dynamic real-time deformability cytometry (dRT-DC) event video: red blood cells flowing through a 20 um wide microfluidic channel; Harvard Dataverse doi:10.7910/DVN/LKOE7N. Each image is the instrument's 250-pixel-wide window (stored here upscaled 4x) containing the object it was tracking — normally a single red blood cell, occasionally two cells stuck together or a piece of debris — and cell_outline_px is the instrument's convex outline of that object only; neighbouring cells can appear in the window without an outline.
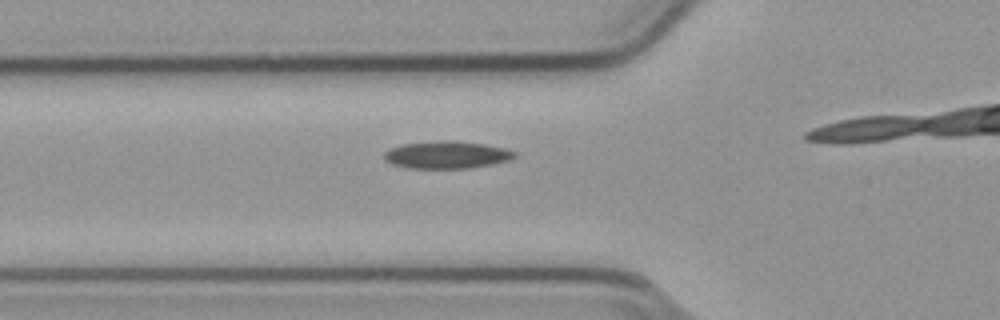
{"species": "common noctule bat (a hibernating species)", "species_latin": "Nyctalus noctula", "temperature_condition": "cold", "stored_images_in_passage": 11, "camera_frame_rate_fps": 3000, "um_per_image_px": 0.085, "animal": {"sex": "male", "body_mass_g": 23.1, "forearm_length_mm": 52.7}, "frame": {"image": 1, "passage_image": 7, "time_ms": 2.0, "image_size_px": [1000, 320], "cell_outline_px": [[516, 156], [512, 160], [492, 164], [468, 168], [408, 168], [392, 164], [384, 160], [384, 152], [392, 148], [404, 144], [440, 140], [452, 140], [484, 144], [504, 148], [516, 152]], "centroid_in_image_um": [37.99, 13.16], "position_along_channel_um": 87.8, "area_um2": 20.81}}
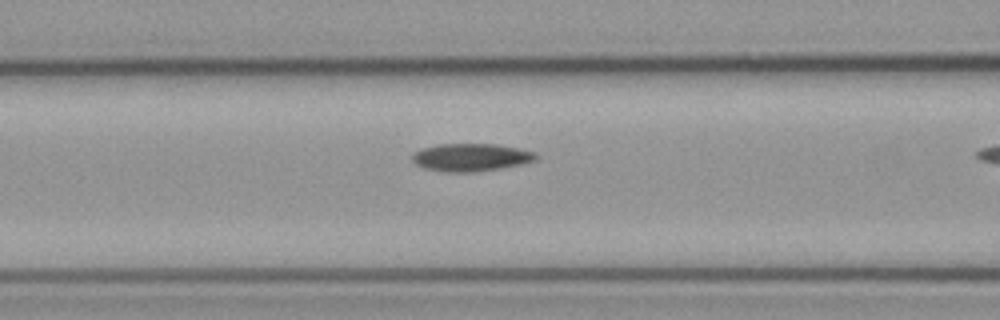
{"frame": {"image": 2, "passage_image": 10, "time_ms": 3.0, "image_size_px": [1000, 320], "cell_outline_px": [[536, 160], [524, 164], [500, 168], [472, 172], [444, 172], [424, 168], [416, 164], [412, 160], [412, 156], [416, 152], [424, 148], [436, 144], [496, 144], [536, 152]], "centroid_in_image_um": [40.03, 13.38], "position_along_channel_um": 126.6, "area_um2": 19.88}}